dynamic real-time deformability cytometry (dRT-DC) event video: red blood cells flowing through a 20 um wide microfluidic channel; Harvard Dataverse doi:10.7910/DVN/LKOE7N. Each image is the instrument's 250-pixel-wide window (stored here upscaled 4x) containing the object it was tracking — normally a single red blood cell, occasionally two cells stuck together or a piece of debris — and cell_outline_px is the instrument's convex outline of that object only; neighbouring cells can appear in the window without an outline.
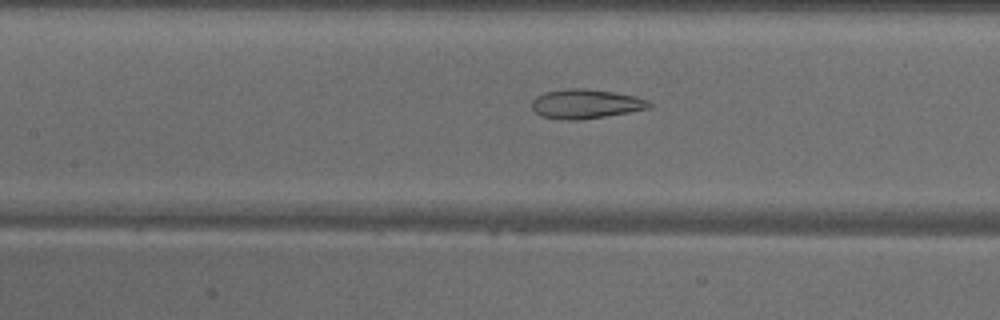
{"species": "common noctule bat (a hibernating species)", "species_latin": "Nyctalus noctula", "temperature_condition": "warm", "stored_images_in_passage": 34, "camera_frame_rate_fps": 3000, "um_per_image_px": 0.085, "animal": {"sex": "male", "body_mass_g": 18.8}, "frame": {"image": 1, "passage_image": 9, "time_ms": 2.667, "image_size_px": [1000, 320], "cell_outline_px": [[652, 104], [648, 108], [628, 112], [580, 120], [568, 120], [540, 116], [532, 108], [532, 100], [536, 96], [544, 92], [568, 88], [584, 88], [612, 92], [636, 96], [648, 100]], "centroid_in_image_um": [49.75, 8.82], "position_along_channel_um": 157.6, "area_um2": 19.94}}
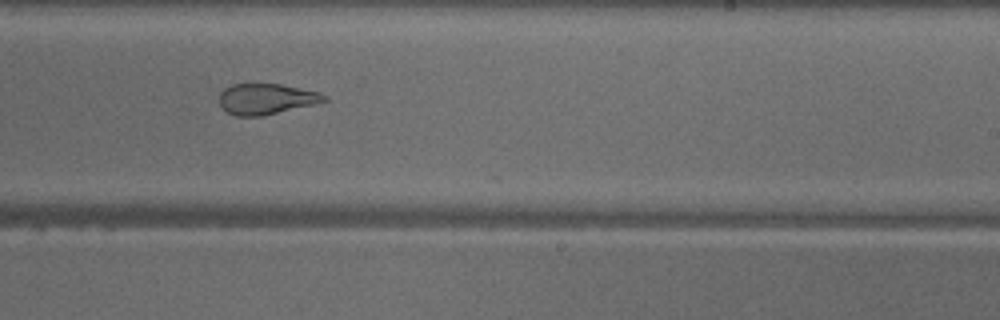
{"frame": {"image": 2, "passage_image": 17, "time_ms": 5.333, "image_size_px": [1000, 320], "cell_outline_px": [[328, 100], [312, 104], [260, 116], [236, 116], [228, 112], [220, 104], [220, 92], [224, 88], [232, 84], [280, 84], [320, 92], [328, 96]], "centroid_in_image_um": [22.62, 8.39], "position_along_channel_um": 266.4, "area_um2": 18.5}}
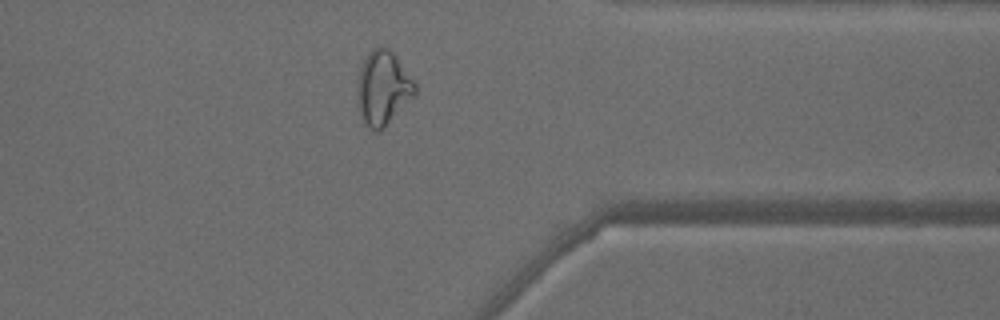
{"frame": {"image": 3, "passage_image": 26, "time_ms": 8.333, "image_size_px": [1000, 320], "cell_outline_px": [[416, 96], [384, 128], [376, 132], [372, 132], [364, 124], [356, 104], [356, 88], [360, 68], [364, 60], [372, 48], [388, 48], [396, 56], [416, 84]], "centroid_in_image_um": [32.54, 7.55], "position_along_channel_um": 378.9, "area_um2": 25.32}, "authors_computed_cell_mechanics": {"area_um2": 21.0103, "velocity_mm_per_s": 4.0868, "shape_relaxation_time_tau1_ms": null, "shape_relaxation_time_tau2_ms": 2.0175, "deformation_change_tau1": null, "deformation_change_tau2": 0.1054}}